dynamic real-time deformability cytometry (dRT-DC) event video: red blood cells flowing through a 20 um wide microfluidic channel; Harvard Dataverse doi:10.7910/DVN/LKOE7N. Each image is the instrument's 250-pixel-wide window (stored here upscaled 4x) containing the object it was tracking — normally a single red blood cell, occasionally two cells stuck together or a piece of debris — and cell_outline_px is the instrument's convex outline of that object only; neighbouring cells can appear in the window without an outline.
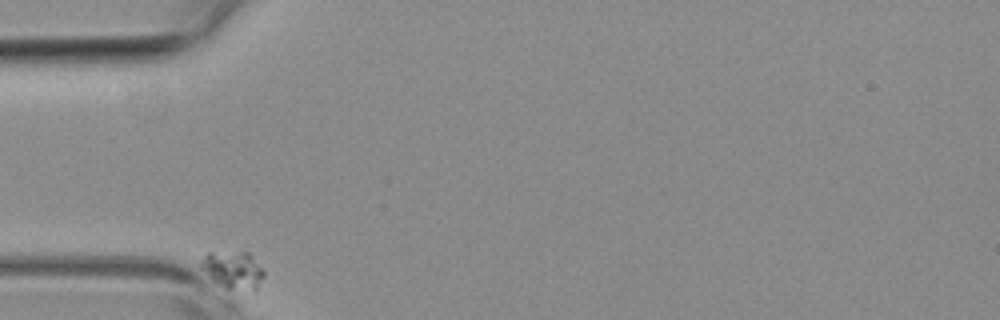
{"species": "common noctule bat (a hibernating species)", "species_latin": "Nyctalus noctula", "temperature_condition": "room temperature", "stored_images_in_passage": 38, "camera_frame_rate_fps": 3000, "um_per_image_px": 0.085, "animal": {"sex": "female", "body_mass_g": 19.3, "forearm_length_mm": 54.1}, "frame": {"image": 1, "passage_image": 1, "time_ms": 0.0, "image_size_px": [1000, 320], "cell_outline_px": [[264, 276], [256, 292], [224, 288], [216, 284], [200, 268], [200, 264], [204, 256], [208, 252], [248, 252], [264, 268]], "centroid_in_image_um": [19.84, 22.98], "position_along_channel_um": 65.2, "area_um2": 14.16}}
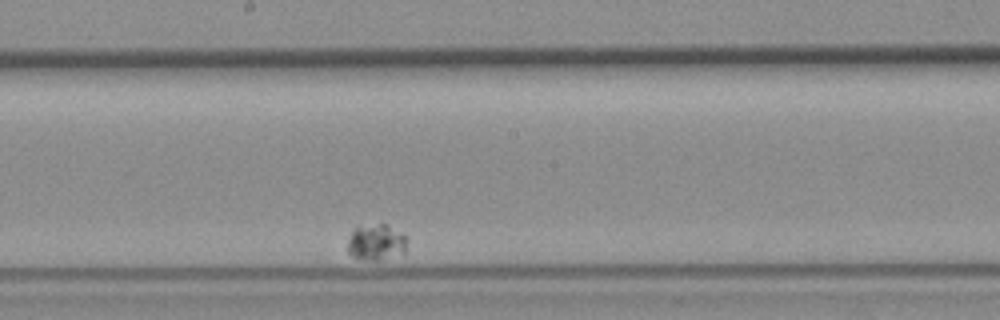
{"frame": {"image": 2, "passage_image": 22, "time_ms": 7.0, "image_size_px": [1000, 320], "cell_outline_px": [[408, 240], [404, 252], [380, 260], [360, 260], [352, 256], [348, 252], [348, 240], [352, 228], [380, 224], [388, 224], [404, 232], [408, 236]], "centroid_in_image_um": [32.0, 20.58], "position_along_channel_um": 216.2, "area_um2": 12.77}}
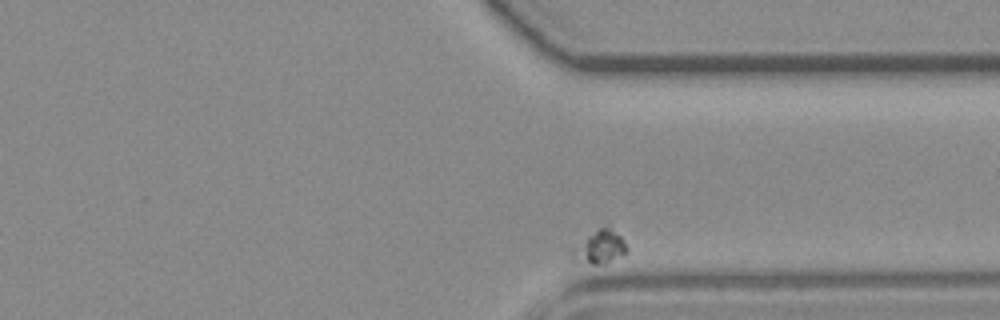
{"frame": {"image": 3, "passage_image": 38, "time_ms": 12.333, "image_size_px": [1000, 320], "cell_outline_px": [[628, 252], [624, 256], [600, 264], [592, 264], [572, 260], [568, 252], [572, 248], [588, 236], [600, 228], [608, 228], [620, 236], [624, 240], [628, 248]], "centroid_in_image_um": [50.96, 21.06], "position_along_channel_um": 360.4, "area_um2": 10.4}}